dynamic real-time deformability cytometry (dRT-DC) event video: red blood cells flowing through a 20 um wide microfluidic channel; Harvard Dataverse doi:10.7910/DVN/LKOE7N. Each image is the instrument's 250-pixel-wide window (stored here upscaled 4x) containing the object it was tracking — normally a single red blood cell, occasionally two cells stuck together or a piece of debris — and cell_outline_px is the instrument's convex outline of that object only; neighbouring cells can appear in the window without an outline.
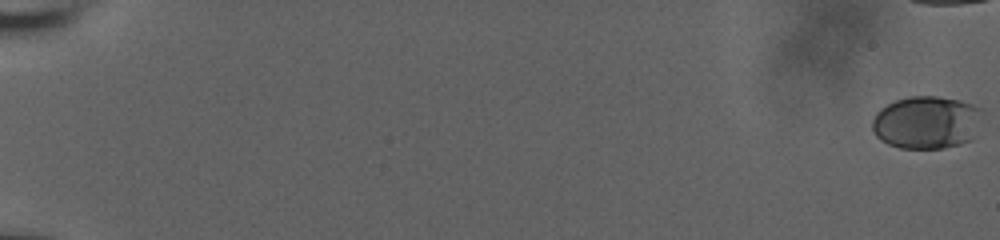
{"species": "human", "species_latin": "Homo sapiens", "temperature_condition": "room temperature", "stored_images_in_passage": 51, "camera_frame_rate_fps": 3000, "um_per_image_px": 0.085, "donor": {"sex": "male"}, "frame": {"image": 1, "passage_image": 1, "time_ms": 0.0, "image_size_px": [1000, 240], "cell_outline_px": [[984, 112], [968, 140], [960, 144], [944, 148], [900, 148], [888, 144], [880, 140], [872, 132], [872, 120], [876, 112], [880, 108], [896, 100], [908, 96], [936, 96], [960, 100], [972, 104], [980, 108]], "centroid_in_image_um": [78.7, 10.39], "position_along_channel_um": 6.3, "area_um2": 33.81}}
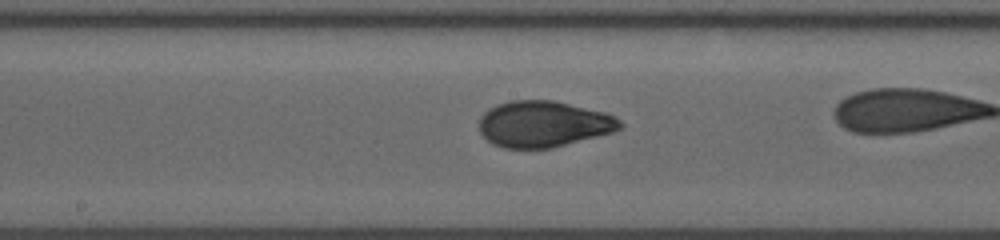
{"frame": {"image": 2, "passage_image": 36, "time_ms": 11.667, "image_size_px": [1000, 240], "cell_outline_px": [[624, 124], [620, 128], [612, 132], [552, 148], [504, 148], [492, 144], [480, 132], [480, 116], [488, 108], [496, 104], [512, 100], [552, 100], [604, 112], [620, 120]], "centroid_in_image_um": [46.16, 10.54], "position_along_channel_um": 202.0, "area_um2": 37.74}}
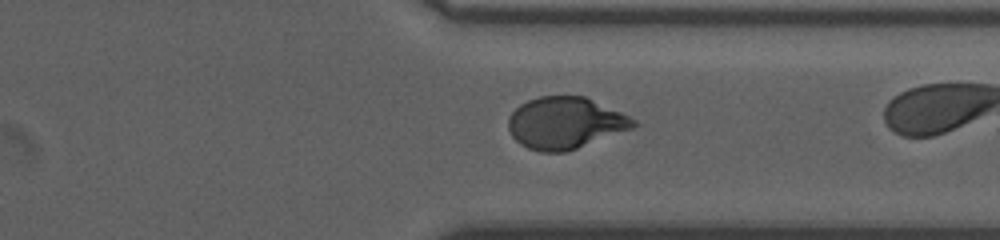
{"frame": {"image": 3, "passage_image": 49, "time_ms": 16.0, "image_size_px": [1000, 240], "cell_outline_px": [[640, 124], [632, 128], [576, 148], [564, 152], [540, 152], [528, 148], [520, 144], [512, 136], [508, 128], [508, 116], [520, 104], [528, 100], [540, 96], [584, 96], [620, 112], [636, 120]], "centroid_in_image_um": [48.01, 10.45], "position_along_channel_um": 363.4, "area_um2": 37.4}}